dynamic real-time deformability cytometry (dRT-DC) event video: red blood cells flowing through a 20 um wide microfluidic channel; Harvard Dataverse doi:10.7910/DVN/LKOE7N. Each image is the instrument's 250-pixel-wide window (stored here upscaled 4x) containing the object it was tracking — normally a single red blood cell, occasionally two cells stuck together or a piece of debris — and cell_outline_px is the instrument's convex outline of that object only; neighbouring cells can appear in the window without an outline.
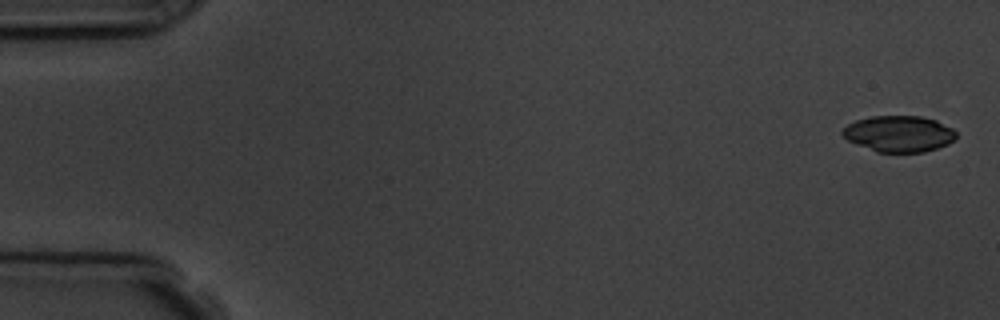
{"species": "common noctule bat (a hibernating species)", "species_latin": "Nyctalus noctula", "temperature_condition": "room temperature", "stored_images_in_passage": 5, "camera_frame_rate_fps": 3000, "um_per_image_px": 0.085, "animal": {"sex": "male", "body_mass_g": 19.5, "forearm_length_mm": 54.6}, "frame": {"image": 1, "passage_image": 1, "time_ms": 0.0, "image_size_px": [1000, 320], "cell_outline_px": [[956, 140], [948, 144], [924, 152], [876, 152], [856, 144], [848, 140], [840, 132], [848, 124], [856, 120], [872, 116], [920, 116], [936, 120], [952, 128], [956, 132]], "centroid_in_image_um": [76.42, 11.37], "position_along_channel_um": 8.6, "area_um2": 23.99}}
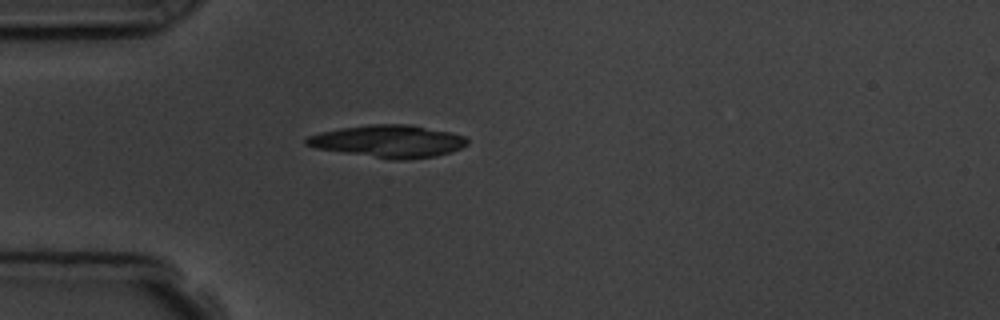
{"frame": {"image": 2, "passage_image": 5, "time_ms": 4.667, "image_size_px": [1000, 320], "cell_outline_px": [[468, 144], [452, 152], [436, 156], [404, 160], [392, 160], [316, 148], [304, 144], [304, 140], [308, 136], [320, 132], [340, 128], [368, 124], [408, 124], [448, 132], [464, 136], [468, 140]], "centroid_in_image_um": [33.0, 12.01], "position_along_channel_um": 52.0, "area_um2": 30.35}}